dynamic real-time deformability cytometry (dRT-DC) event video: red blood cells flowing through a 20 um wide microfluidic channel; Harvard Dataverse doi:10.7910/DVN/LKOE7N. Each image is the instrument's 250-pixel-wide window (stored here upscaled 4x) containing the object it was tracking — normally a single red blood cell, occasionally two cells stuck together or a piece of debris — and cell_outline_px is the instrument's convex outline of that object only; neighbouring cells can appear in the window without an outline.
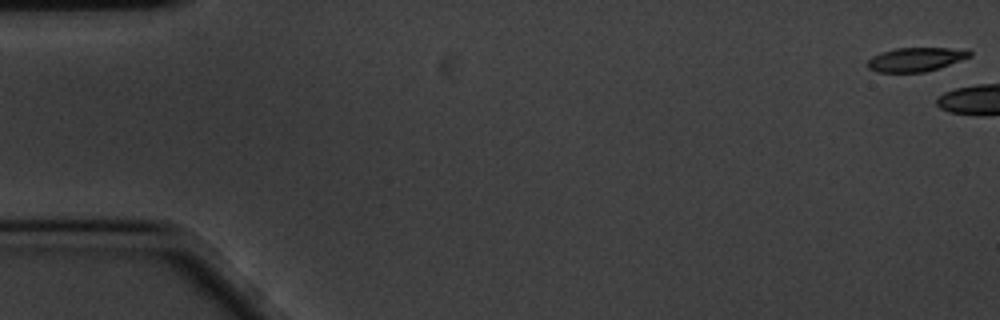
{"species": "common noctule bat (a hibernating species)", "species_latin": "Nyctalus noctula", "temperature_condition": "cold", "stored_images_in_passage": 21, "camera_frame_rate_fps": 3000, "um_per_image_px": 0.085, "animal": {"sex": "male", "body_mass_g": 20.1, "forearm_length_mm": 53.5}, "frame": {"image": 1, "passage_image": 1, "time_ms": 0.0, "image_size_px": [1000, 320], "cell_outline_px": [[972, 56], [924, 72], [876, 72], [868, 68], [868, 60], [872, 56], [880, 52], [896, 48], [968, 48], [972, 52]], "centroid_in_image_um": [77.85, 5.03], "position_along_channel_um": 7.2, "area_um2": 14.22}}